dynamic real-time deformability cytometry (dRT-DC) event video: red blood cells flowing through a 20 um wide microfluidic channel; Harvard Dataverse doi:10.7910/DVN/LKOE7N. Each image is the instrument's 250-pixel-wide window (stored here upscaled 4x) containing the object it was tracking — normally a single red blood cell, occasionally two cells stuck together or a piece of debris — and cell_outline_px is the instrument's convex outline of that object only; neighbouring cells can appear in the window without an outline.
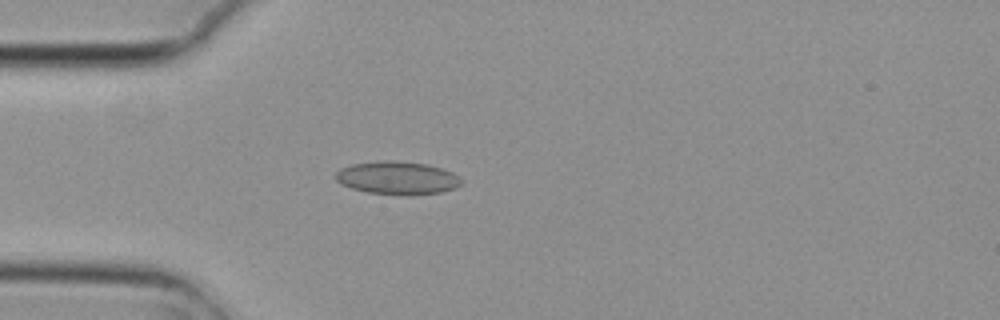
{"species": "common noctule bat (a hibernating species)", "species_latin": "Nyctalus noctula", "temperature_condition": "cold", "stored_images_in_passage": 4, "camera_frame_rate_fps": 3000, "um_per_image_px": 0.085, "animal": {"sex": "female", "body_mass_g": 29.2, "forearm_length_mm": 56.3}, "frame": {"image": 1, "passage_image": 4, "time_ms": 1.0, "image_size_px": [1000, 320], "cell_outline_px": [[464, 180], [456, 188], [440, 192], [412, 196], [408, 196], [368, 192], [352, 188], [340, 184], [332, 176], [340, 168], [352, 164], [384, 160], [396, 160], [428, 164], [452, 172]], "centroid_in_image_um": [33.76, 15.12], "position_along_channel_um": 51.2, "area_um2": 24.57}}